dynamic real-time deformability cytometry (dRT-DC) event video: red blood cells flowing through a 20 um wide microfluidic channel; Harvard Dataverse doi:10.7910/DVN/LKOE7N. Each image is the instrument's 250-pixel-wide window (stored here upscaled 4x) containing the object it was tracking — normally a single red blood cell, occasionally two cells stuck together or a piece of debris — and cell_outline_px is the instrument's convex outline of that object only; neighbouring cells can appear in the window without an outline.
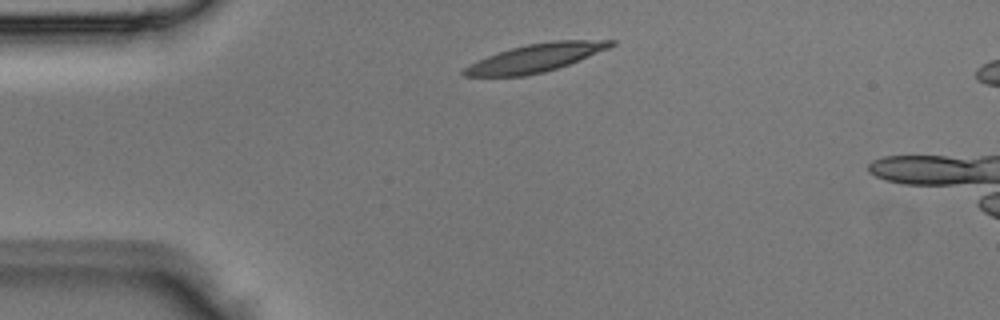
{"species": "Egyptian fruit bat (a non-hibernating species)", "species_latin": "Rousettus aegyptiacus", "temperature_condition": "room temperature", "stored_images_in_passage": 3, "segment_of_instrument_passage": [2, 2], "camera_frame_rate_fps": 3000, "um_per_image_px": 0.085, "animal": {"sex": "male"}, "frame": {"image": 1, "passage_image": 3, "time_ms": 0.667, "image_size_px": [1000, 320], "cell_outline_px": [[616, 44], [608, 48], [568, 64], [544, 72], [524, 76], [464, 76], [460, 72], [464, 68], [488, 56], [512, 48], [528, 44], [556, 40], [616, 40]], "centroid_in_image_um": [45.53, 4.92], "position_along_channel_um": 39.5, "area_um2": 23.47}}